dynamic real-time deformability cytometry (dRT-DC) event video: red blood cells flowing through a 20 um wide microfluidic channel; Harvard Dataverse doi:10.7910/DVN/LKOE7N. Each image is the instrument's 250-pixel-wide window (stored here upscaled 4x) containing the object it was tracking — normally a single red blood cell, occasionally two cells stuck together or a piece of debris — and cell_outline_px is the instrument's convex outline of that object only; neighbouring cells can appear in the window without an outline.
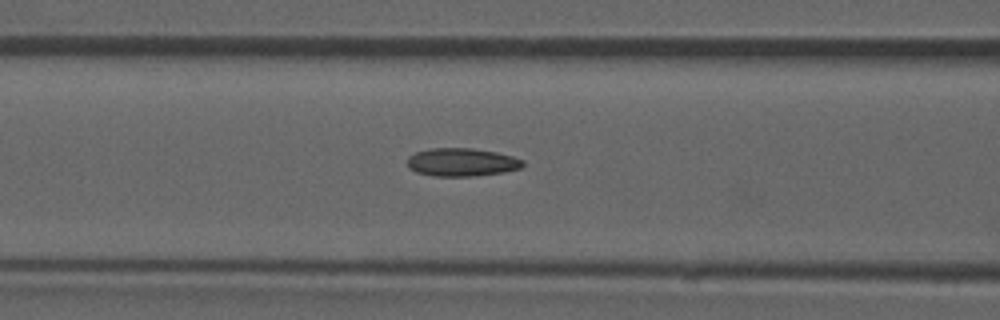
{"species": "common noctule bat (a hibernating species)", "species_latin": "Nyctalus noctula", "temperature_condition": "room temperature", "stored_images_in_passage": 45, "camera_frame_rate_fps": 3000, "um_per_image_px": 0.085, "animal": {"sex": "male", "forearm_length_mm": 52.5}, "frame": {"image": 1, "passage_image": 14, "time_ms": 4.333, "image_size_px": [1000, 320], "cell_outline_px": [[524, 164], [520, 168], [504, 172], [472, 176], [432, 176], [416, 172], [408, 168], [408, 156], [416, 152], [432, 148], [472, 148], [496, 152], [512, 156], [524, 160]], "centroid_in_image_um": [39.24, 13.79], "position_along_channel_um": 127.4, "area_um2": 18.96}, "authors_computed_cell_mechanics": {"area_um2": 18.207, "velocity_mm_per_s": 3.8715, "shape_relaxation_time_tau1_ms": null, "shape_relaxation_time_tau2_ms": 2.3256, "deformation_change_tau1": null, "deformation_change_tau2": 0.1028}}